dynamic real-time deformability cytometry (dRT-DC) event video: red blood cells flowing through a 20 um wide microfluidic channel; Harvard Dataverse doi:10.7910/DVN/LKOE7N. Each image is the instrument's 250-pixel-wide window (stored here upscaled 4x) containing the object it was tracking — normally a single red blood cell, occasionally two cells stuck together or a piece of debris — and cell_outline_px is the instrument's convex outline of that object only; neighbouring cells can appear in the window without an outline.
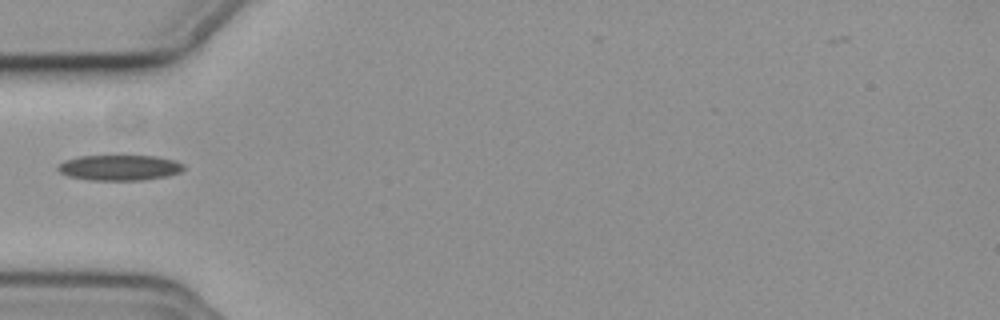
{"species": "common noctule bat (a hibernating species)", "species_latin": "Nyctalus noctula", "temperature_condition": "cold", "stored_images_in_passage": 33, "camera_frame_rate_fps": 3000, "um_per_image_px": 0.085, "animal": {"sex": "female", "body_mass_g": 19.3, "forearm_length_mm": 54.1}, "frame": {"image": 1, "passage_image": 1, "time_ms": 0.0, "image_size_px": [1000, 320], "cell_outline_px": [[184, 168], [180, 172], [168, 176], [140, 180], [92, 180], [68, 176], [60, 172], [56, 168], [64, 160], [80, 156], [156, 156], [176, 160], [184, 164]], "centroid_in_image_um": [10.18, 14.25], "position_along_channel_um": 74.8, "area_um2": 18.67}}
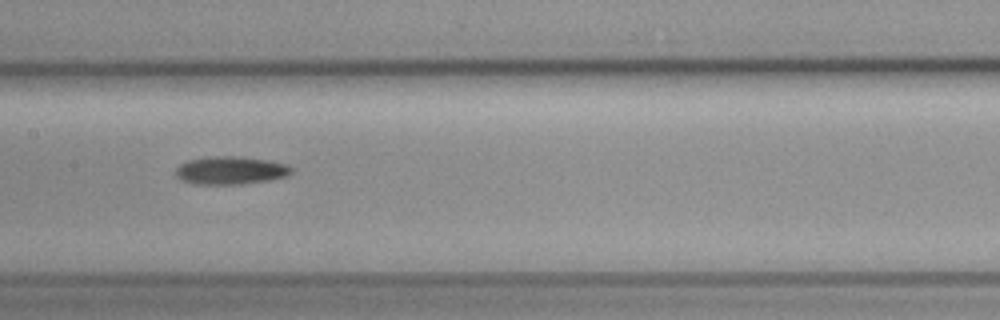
{"frame": {"image": 2, "passage_image": 10, "time_ms": 3.0, "image_size_px": [1000, 320], "cell_outline_px": [[292, 172], [284, 176], [268, 180], [240, 184], [196, 184], [184, 180], [176, 176], [176, 168], [180, 164], [188, 160], [208, 156], [240, 156], [268, 160], [288, 164], [292, 168]], "centroid_in_image_um": [19.6, 14.47], "position_along_channel_um": 187.8, "area_um2": 18.79}}
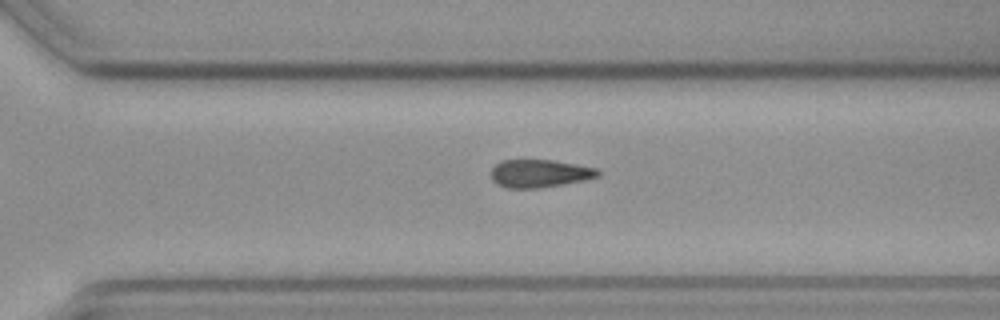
{"frame": {"image": 3, "passage_image": 21, "time_ms": 6.667, "image_size_px": [1000, 320], "cell_outline_px": [[600, 176], [584, 180], [540, 188], [508, 188], [496, 184], [492, 180], [492, 168], [500, 160], [552, 160], [576, 164], [596, 168], [600, 172]], "centroid_in_image_um": [45.86, 14.74], "position_along_channel_um": 324.7, "area_um2": 17.34}}